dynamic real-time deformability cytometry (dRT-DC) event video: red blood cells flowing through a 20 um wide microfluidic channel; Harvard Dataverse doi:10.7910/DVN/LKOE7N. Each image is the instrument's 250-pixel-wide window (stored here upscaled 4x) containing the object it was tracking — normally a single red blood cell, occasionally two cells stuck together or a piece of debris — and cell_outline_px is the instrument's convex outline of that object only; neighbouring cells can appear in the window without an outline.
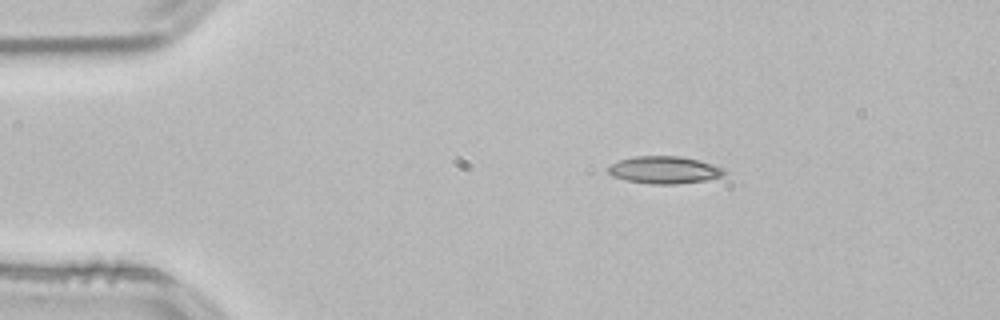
{"species": "common noctule bat (a hibernating species)", "species_latin": "Nyctalus noctula", "temperature_condition": "room temperature", "stored_images_in_passage": 45, "camera_frame_rate_fps": 3000, "um_per_image_px": 0.085, "animal": {"sex": "male", "body_mass_g": 21.5, "forearm_length_mm": 52.0}, "frame": {"image": 1, "passage_image": 1, "time_ms": 0.0, "image_size_px": [1000, 320], "cell_outline_px": [[728, 172], [724, 176], [704, 180], [676, 184], [652, 184], [624, 180], [612, 176], [608, 172], [608, 168], [612, 164], [620, 160], [636, 156], [680, 156], [700, 160], [724, 168]], "centroid_in_image_um": [56.5, 14.44], "position_along_channel_um": 28.5, "area_um2": 18.55}}
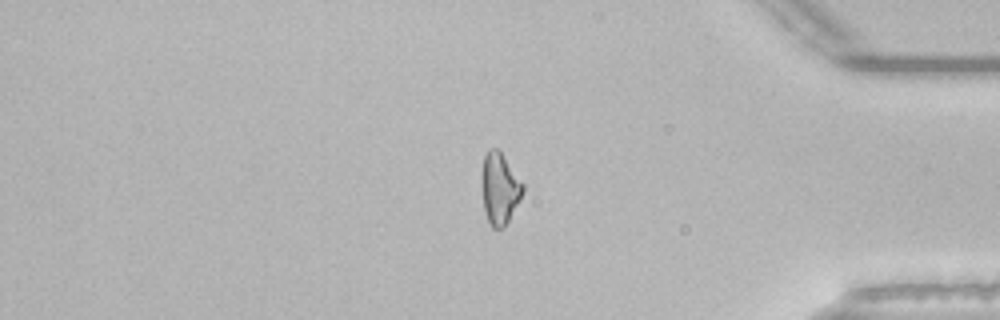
{"frame": {"image": 2, "passage_image": 36, "time_ms": 11.667, "image_size_px": [1000, 320], "cell_outline_px": [[524, 192], [504, 228], [492, 228], [484, 212], [480, 184], [484, 156], [488, 148], [496, 148], [500, 152], [524, 184]], "centroid_in_image_um": [42.44, 16.03], "position_along_channel_um": 392.8, "area_um2": 17.22}, "authors_computed_cell_mechanics": {"area_um2": 17.5134, "velocity_mm_per_s": 3.8402, "shape_relaxation_time_tau1_ms": null, "shape_relaxation_time_tau2_ms": 7.2188, "deformation_change_tau1": null, "deformation_change_tau2": 0.1638}}